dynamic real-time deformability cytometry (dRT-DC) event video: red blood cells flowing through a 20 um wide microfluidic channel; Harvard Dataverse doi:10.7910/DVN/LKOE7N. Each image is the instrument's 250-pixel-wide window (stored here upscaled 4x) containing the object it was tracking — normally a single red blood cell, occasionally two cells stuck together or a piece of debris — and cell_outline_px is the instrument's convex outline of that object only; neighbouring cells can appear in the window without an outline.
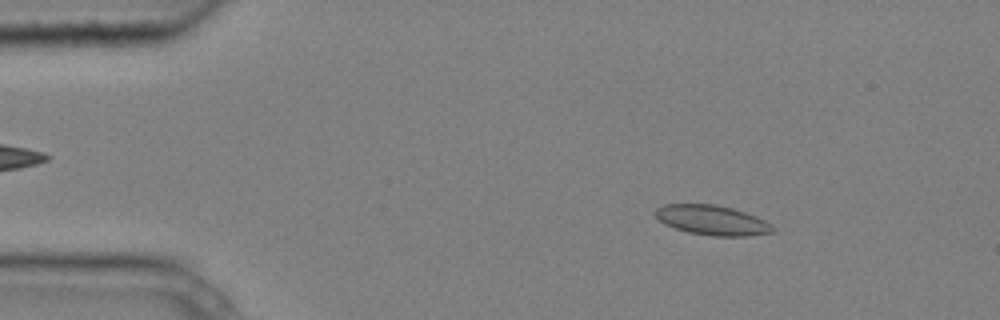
{"species": "common noctule bat (a hibernating species)", "species_latin": "Nyctalus noctula", "temperature_condition": "cold", "stored_images_in_passage": 4, "camera_frame_rate_fps": 3000, "um_per_image_px": 0.085, "animal": {"sex": "male", "body_mass_g": 20.4}, "frame": {"image": 1, "passage_image": 2, "time_ms": 0.333, "image_size_px": [1000, 320], "cell_outline_px": [[776, 228], [772, 232], [748, 236], [712, 236], [688, 232], [664, 224], [652, 212], [656, 208], [664, 204], [716, 204], [732, 208], [756, 216], [772, 224]], "centroid_in_image_um": [60.52, 18.71], "position_along_channel_um": 24.5, "area_um2": 20.46}}